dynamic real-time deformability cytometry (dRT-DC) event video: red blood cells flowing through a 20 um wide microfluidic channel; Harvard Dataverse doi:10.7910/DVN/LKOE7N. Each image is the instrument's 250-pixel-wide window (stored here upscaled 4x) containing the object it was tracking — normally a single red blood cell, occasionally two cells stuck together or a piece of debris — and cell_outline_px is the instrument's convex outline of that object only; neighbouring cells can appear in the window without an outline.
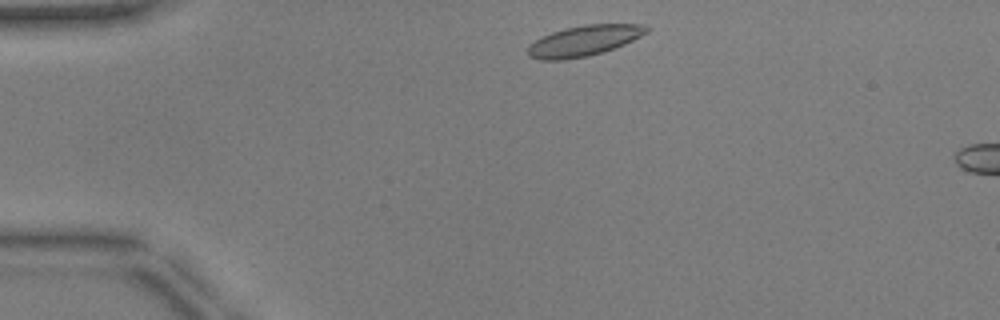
{"species": "common noctule bat (a hibernating species)", "species_latin": "Nyctalus noctula", "temperature_condition": "warm", "stored_images_in_passage": 5, "camera_frame_rate_fps": 3000, "um_per_image_px": 0.085, "animal": {"sex": "male", "body_mass_g": 17.9, "forearm_length_mm": 54.2}, "frame": {"image": 1, "passage_image": 2, "time_ms": 0.333, "image_size_px": [1000, 320], "cell_outline_px": [[648, 32], [624, 44], [604, 52], [588, 56], [564, 60], [540, 60], [528, 56], [528, 44], [540, 36], [564, 28], [584, 24], [644, 24], [648, 28]], "centroid_in_image_um": [49.59, 3.46], "position_along_channel_um": 35.4, "area_um2": 21.33}}